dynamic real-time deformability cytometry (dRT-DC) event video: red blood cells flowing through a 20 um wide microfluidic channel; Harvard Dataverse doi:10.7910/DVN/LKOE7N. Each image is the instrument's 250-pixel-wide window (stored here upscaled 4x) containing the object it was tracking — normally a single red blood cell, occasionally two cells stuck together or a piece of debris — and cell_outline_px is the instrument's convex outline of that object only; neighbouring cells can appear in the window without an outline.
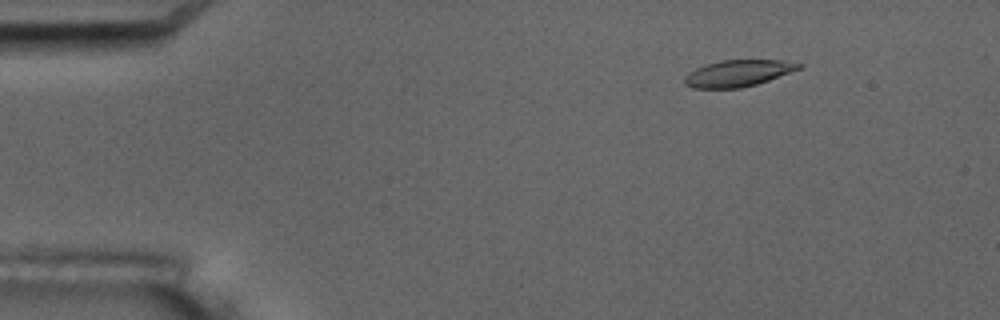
{"species": "common noctule bat (a hibernating species)", "species_latin": "Nyctalus noctula", "temperature_condition": "room temperature", "stored_images_in_passage": 8, "camera_frame_rate_fps": 3000, "um_per_image_px": 0.085, "animal": {"sex": "male", "body_mass_g": 17.5, "forearm_length_mm": 52.3}, "frame": {"image": 1, "passage_image": 3, "time_ms": 2.333, "image_size_px": [1000, 320], "cell_outline_px": [[804, 64], [800, 68], [768, 80], [756, 84], [740, 88], [692, 88], [684, 84], [684, 76], [688, 72], [696, 68], [720, 60], [780, 60]], "centroid_in_image_um": [62.68, 6.23], "position_along_channel_um": 22.3, "area_um2": 17.51}}